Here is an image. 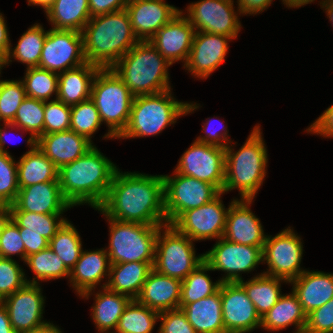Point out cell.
I'll use <instances>...</instances> for the list:
<instances>
[{"instance_id": "obj_34", "label": "cell", "mask_w": 333, "mask_h": 333, "mask_svg": "<svg viewBox=\"0 0 333 333\" xmlns=\"http://www.w3.org/2000/svg\"><path fill=\"white\" fill-rule=\"evenodd\" d=\"M104 292L96 294L95 305L92 307V317L99 331L116 330L119 318L132 301L126 295L119 294L104 287Z\"/></svg>"}, {"instance_id": "obj_54", "label": "cell", "mask_w": 333, "mask_h": 333, "mask_svg": "<svg viewBox=\"0 0 333 333\" xmlns=\"http://www.w3.org/2000/svg\"><path fill=\"white\" fill-rule=\"evenodd\" d=\"M25 245L26 258L49 246V241L34 232H19Z\"/></svg>"}, {"instance_id": "obj_61", "label": "cell", "mask_w": 333, "mask_h": 333, "mask_svg": "<svg viewBox=\"0 0 333 333\" xmlns=\"http://www.w3.org/2000/svg\"><path fill=\"white\" fill-rule=\"evenodd\" d=\"M314 0H283L284 4L288 7H300L308 4L309 2H313Z\"/></svg>"}, {"instance_id": "obj_63", "label": "cell", "mask_w": 333, "mask_h": 333, "mask_svg": "<svg viewBox=\"0 0 333 333\" xmlns=\"http://www.w3.org/2000/svg\"><path fill=\"white\" fill-rule=\"evenodd\" d=\"M323 8L326 7L327 15H329L330 21L333 23V0H325L322 3Z\"/></svg>"}, {"instance_id": "obj_37", "label": "cell", "mask_w": 333, "mask_h": 333, "mask_svg": "<svg viewBox=\"0 0 333 333\" xmlns=\"http://www.w3.org/2000/svg\"><path fill=\"white\" fill-rule=\"evenodd\" d=\"M211 267L203 261L181 283L180 309L186 304L199 301L214 294L220 287L221 281L212 283L210 277L205 274L211 271Z\"/></svg>"}, {"instance_id": "obj_45", "label": "cell", "mask_w": 333, "mask_h": 333, "mask_svg": "<svg viewBox=\"0 0 333 333\" xmlns=\"http://www.w3.org/2000/svg\"><path fill=\"white\" fill-rule=\"evenodd\" d=\"M26 97L22 80L0 81V120L4 123H12Z\"/></svg>"}, {"instance_id": "obj_65", "label": "cell", "mask_w": 333, "mask_h": 333, "mask_svg": "<svg viewBox=\"0 0 333 333\" xmlns=\"http://www.w3.org/2000/svg\"><path fill=\"white\" fill-rule=\"evenodd\" d=\"M6 65V59L0 57V69H2V67ZM1 73V72H0ZM1 81V80H0Z\"/></svg>"}, {"instance_id": "obj_21", "label": "cell", "mask_w": 333, "mask_h": 333, "mask_svg": "<svg viewBox=\"0 0 333 333\" xmlns=\"http://www.w3.org/2000/svg\"><path fill=\"white\" fill-rule=\"evenodd\" d=\"M229 36L196 31L193 37L191 51L184 64L194 76L207 78L224 62L228 50Z\"/></svg>"}, {"instance_id": "obj_22", "label": "cell", "mask_w": 333, "mask_h": 333, "mask_svg": "<svg viewBox=\"0 0 333 333\" xmlns=\"http://www.w3.org/2000/svg\"><path fill=\"white\" fill-rule=\"evenodd\" d=\"M72 205L63 197L59 182H42L19 188L9 211H29L38 214H62Z\"/></svg>"}, {"instance_id": "obj_32", "label": "cell", "mask_w": 333, "mask_h": 333, "mask_svg": "<svg viewBox=\"0 0 333 333\" xmlns=\"http://www.w3.org/2000/svg\"><path fill=\"white\" fill-rule=\"evenodd\" d=\"M45 12L56 30L82 32L91 19L88 0H54Z\"/></svg>"}, {"instance_id": "obj_28", "label": "cell", "mask_w": 333, "mask_h": 333, "mask_svg": "<svg viewBox=\"0 0 333 333\" xmlns=\"http://www.w3.org/2000/svg\"><path fill=\"white\" fill-rule=\"evenodd\" d=\"M99 69V66L87 62L79 67L58 73L56 99L73 106L91 98L92 82Z\"/></svg>"}, {"instance_id": "obj_36", "label": "cell", "mask_w": 333, "mask_h": 333, "mask_svg": "<svg viewBox=\"0 0 333 333\" xmlns=\"http://www.w3.org/2000/svg\"><path fill=\"white\" fill-rule=\"evenodd\" d=\"M44 108L45 102L35 98L26 97L18 108L12 123H4L5 128L17 126L18 129L30 131L31 137L27 143L33 151L38 147V138L44 134Z\"/></svg>"}, {"instance_id": "obj_43", "label": "cell", "mask_w": 333, "mask_h": 333, "mask_svg": "<svg viewBox=\"0 0 333 333\" xmlns=\"http://www.w3.org/2000/svg\"><path fill=\"white\" fill-rule=\"evenodd\" d=\"M25 262L36 274L37 280H50L70 276V270L49 246L38 253L28 256Z\"/></svg>"}, {"instance_id": "obj_18", "label": "cell", "mask_w": 333, "mask_h": 333, "mask_svg": "<svg viewBox=\"0 0 333 333\" xmlns=\"http://www.w3.org/2000/svg\"><path fill=\"white\" fill-rule=\"evenodd\" d=\"M225 333H245L261 325V317L238 282L220 285Z\"/></svg>"}, {"instance_id": "obj_14", "label": "cell", "mask_w": 333, "mask_h": 333, "mask_svg": "<svg viewBox=\"0 0 333 333\" xmlns=\"http://www.w3.org/2000/svg\"><path fill=\"white\" fill-rule=\"evenodd\" d=\"M263 247L242 245L221 237L212 250L204 255V261L213 271L222 270L227 273L221 282H238L242 278L240 272H249L261 261Z\"/></svg>"}, {"instance_id": "obj_39", "label": "cell", "mask_w": 333, "mask_h": 333, "mask_svg": "<svg viewBox=\"0 0 333 333\" xmlns=\"http://www.w3.org/2000/svg\"><path fill=\"white\" fill-rule=\"evenodd\" d=\"M160 312L132 300L119 318L116 333H151Z\"/></svg>"}, {"instance_id": "obj_29", "label": "cell", "mask_w": 333, "mask_h": 333, "mask_svg": "<svg viewBox=\"0 0 333 333\" xmlns=\"http://www.w3.org/2000/svg\"><path fill=\"white\" fill-rule=\"evenodd\" d=\"M181 309L196 333H225L220 287L214 294Z\"/></svg>"}, {"instance_id": "obj_56", "label": "cell", "mask_w": 333, "mask_h": 333, "mask_svg": "<svg viewBox=\"0 0 333 333\" xmlns=\"http://www.w3.org/2000/svg\"><path fill=\"white\" fill-rule=\"evenodd\" d=\"M272 0H238V11L241 14H256L265 10Z\"/></svg>"}, {"instance_id": "obj_26", "label": "cell", "mask_w": 333, "mask_h": 333, "mask_svg": "<svg viewBox=\"0 0 333 333\" xmlns=\"http://www.w3.org/2000/svg\"><path fill=\"white\" fill-rule=\"evenodd\" d=\"M110 266L106 250L82 251L80 258L70 271V282L80 296L88 299L90 292L95 289L102 278L105 275L109 276Z\"/></svg>"}, {"instance_id": "obj_47", "label": "cell", "mask_w": 333, "mask_h": 333, "mask_svg": "<svg viewBox=\"0 0 333 333\" xmlns=\"http://www.w3.org/2000/svg\"><path fill=\"white\" fill-rule=\"evenodd\" d=\"M24 275L16 261L0 257V301L29 283Z\"/></svg>"}, {"instance_id": "obj_15", "label": "cell", "mask_w": 333, "mask_h": 333, "mask_svg": "<svg viewBox=\"0 0 333 333\" xmlns=\"http://www.w3.org/2000/svg\"><path fill=\"white\" fill-rule=\"evenodd\" d=\"M220 192L214 199L198 208L183 212L171 225L192 241L223 237L228 209L221 202Z\"/></svg>"}, {"instance_id": "obj_33", "label": "cell", "mask_w": 333, "mask_h": 333, "mask_svg": "<svg viewBox=\"0 0 333 333\" xmlns=\"http://www.w3.org/2000/svg\"><path fill=\"white\" fill-rule=\"evenodd\" d=\"M18 186L24 188L42 182H58V168L37 147L17 162Z\"/></svg>"}, {"instance_id": "obj_55", "label": "cell", "mask_w": 333, "mask_h": 333, "mask_svg": "<svg viewBox=\"0 0 333 333\" xmlns=\"http://www.w3.org/2000/svg\"><path fill=\"white\" fill-rule=\"evenodd\" d=\"M206 127L204 126V132H206V138L205 137H198L196 139V141L198 142H203V143H206V144H210V145H215V146H219V147H222V148H226L228 146V137H226L227 135V131L225 132L224 130V133H220V132H217V131H214V130H211L209 129L208 131V125H210V121H207V123H205ZM206 128V129H205ZM214 131V132H213ZM222 134V135H221ZM221 141H225L224 143L221 142ZM227 141V143H226Z\"/></svg>"}, {"instance_id": "obj_16", "label": "cell", "mask_w": 333, "mask_h": 333, "mask_svg": "<svg viewBox=\"0 0 333 333\" xmlns=\"http://www.w3.org/2000/svg\"><path fill=\"white\" fill-rule=\"evenodd\" d=\"M35 279L1 300L17 333L32 332L50 324L41 321L44 299Z\"/></svg>"}, {"instance_id": "obj_20", "label": "cell", "mask_w": 333, "mask_h": 333, "mask_svg": "<svg viewBox=\"0 0 333 333\" xmlns=\"http://www.w3.org/2000/svg\"><path fill=\"white\" fill-rule=\"evenodd\" d=\"M131 28L139 41L150 38L174 18L180 11L164 0H128Z\"/></svg>"}, {"instance_id": "obj_59", "label": "cell", "mask_w": 333, "mask_h": 333, "mask_svg": "<svg viewBox=\"0 0 333 333\" xmlns=\"http://www.w3.org/2000/svg\"><path fill=\"white\" fill-rule=\"evenodd\" d=\"M11 219L10 211L8 206L0 205V236L6 225V223Z\"/></svg>"}, {"instance_id": "obj_50", "label": "cell", "mask_w": 333, "mask_h": 333, "mask_svg": "<svg viewBox=\"0 0 333 333\" xmlns=\"http://www.w3.org/2000/svg\"><path fill=\"white\" fill-rule=\"evenodd\" d=\"M303 333H333V298L307 315Z\"/></svg>"}, {"instance_id": "obj_58", "label": "cell", "mask_w": 333, "mask_h": 333, "mask_svg": "<svg viewBox=\"0 0 333 333\" xmlns=\"http://www.w3.org/2000/svg\"><path fill=\"white\" fill-rule=\"evenodd\" d=\"M0 333H17L11 323L4 304L0 301Z\"/></svg>"}, {"instance_id": "obj_38", "label": "cell", "mask_w": 333, "mask_h": 333, "mask_svg": "<svg viewBox=\"0 0 333 333\" xmlns=\"http://www.w3.org/2000/svg\"><path fill=\"white\" fill-rule=\"evenodd\" d=\"M11 219L19 232H34L50 241L67 221L60 214H38L29 211H10Z\"/></svg>"}, {"instance_id": "obj_24", "label": "cell", "mask_w": 333, "mask_h": 333, "mask_svg": "<svg viewBox=\"0 0 333 333\" xmlns=\"http://www.w3.org/2000/svg\"><path fill=\"white\" fill-rule=\"evenodd\" d=\"M93 147L91 141L73 130L43 134L38 148L59 169L83 156Z\"/></svg>"}, {"instance_id": "obj_51", "label": "cell", "mask_w": 333, "mask_h": 333, "mask_svg": "<svg viewBox=\"0 0 333 333\" xmlns=\"http://www.w3.org/2000/svg\"><path fill=\"white\" fill-rule=\"evenodd\" d=\"M159 319L162 321L159 333H196L180 308L160 312Z\"/></svg>"}, {"instance_id": "obj_53", "label": "cell", "mask_w": 333, "mask_h": 333, "mask_svg": "<svg viewBox=\"0 0 333 333\" xmlns=\"http://www.w3.org/2000/svg\"><path fill=\"white\" fill-rule=\"evenodd\" d=\"M312 133H319L325 137H333V105L307 129Z\"/></svg>"}, {"instance_id": "obj_9", "label": "cell", "mask_w": 333, "mask_h": 333, "mask_svg": "<svg viewBox=\"0 0 333 333\" xmlns=\"http://www.w3.org/2000/svg\"><path fill=\"white\" fill-rule=\"evenodd\" d=\"M156 238L153 269L160 274L183 281L204 261V255L195 257L192 240L179 233L172 225H165ZM163 237V238H162Z\"/></svg>"}, {"instance_id": "obj_3", "label": "cell", "mask_w": 333, "mask_h": 333, "mask_svg": "<svg viewBox=\"0 0 333 333\" xmlns=\"http://www.w3.org/2000/svg\"><path fill=\"white\" fill-rule=\"evenodd\" d=\"M82 35L86 61L100 68H111L139 42L126 9L91 17Z\"/></svg>"}, {"instance_id": "obj_11", "label": "cell", "mask_w": 333, "mask_h": 333, "mask_svg": "<svg viewBox=\"0 0 333 333\" xmlns=\"http://www.w3.org/2000/svg\"><path fill=\"white\" fill-rule=\"evenodd\" d=\"M225 163V148L195 140L180 158L175 172L210 183L222 192Z\"/></svg>"}, {"instance_id": "obj_44", "label": "cell", "mask_w": 333, "mask_h": 333, "mask_svg": "<svg viewBox=\"0 0 333 333\" xmlns=\"http://www.w3.org/2000/svg\"><path fill=\"white\" fill-rule=\"evenodd\" d=\"M100 125L99 112L91 98L71 106L70 130L91 141V135Z\"/></svg>"}, {"instance_id": "obj_46", "label": "cell", "mask_w": 333, "mask_h": 333, "mask_svg": "<svg viewBox=\"0 0 333 333\" xmlns=\"http://www.w3.org/2000/svg\"><path fill=\"white\" fill-rule=\"evenodd\" d=\"M18 191L17 163L10 154L0 152V205H12Z\"/></svg>"}, {"instance_id": "obj_48", "label": "cell", "mask_w": 333, "mask_h": 333, "mask_svg": "<svg viewBox=\"0 0 333 333\" xmlns=\"http://www.w3.org/2000/svg\"><path fill=\"white\" fill-rule=\"evenodd\" d=\"M71 106L58 99L45 102L44 134L70 130Z\"/></svg>"}, {"instance_id": "obj_41", "label": "cell", "mask_w": 333, "mask_h": 333, "mask_svg": "<svg viewBox=\"0 0 333 333\" xmlns=\"http://www.w3.org/2000/svg\"><path fill=\"white\" fill-rule=\"evenodd\" d=\"M47 32L39 24L33 25L19 39L18 44L12 51L15 60L27 64V68L39 67V60L46 39Z\"/></svg>"}, {"instance_id": "obj_40", "label": "cell", "mask_w": 333, "mask_h": 333, "mask_svg": "<svg viewBox=\"0 0 333 333\" xmlns=\"http://www.w3.org/2000/svg\"><path fill=\"white\" fill-rule=\"evenodd\" d=\"M82 243L74 226L66 221L49 241V247L71 271L82 253Z\"/></svg>"}, {"instance_id": "obj_49", "label": "cell", "mask_w": 333, "mask_h": 333, "mask_svg": "<svg viewBox=\"0 0 333 333\" xmlns=\"http://www.w3.org/2000/svg\"><path fill=\"white\" fill-rule=\"evenodd\" d=\"M20 254L26 261L25 245L19 233V227L10 219L0 236V257L11 258V255Z\"/></svg>"}, {"instance_id": "obj_8", "label": "cell", "mask_w": 333, "mask_h": 333, "mask_svg": "<svg viewBox=\"0 0 333 333\" xmlns=\"http://www.w3.org/2000/svg\"><path fill=\"white\" fill-rule=\"evenodd\" d=\"M110 243L106 252L111 265L125 262L154 263L156 238L166 225H146L107 218Z\"/></svg>"}, {"instance_id": "obj_17", "label": "cell", "mask_w": 333, "mask_h": 333, "mask_svg": "<svg viewBox=\"0 0 333 333\" xmlns=\"http://www.w3.org/2000/svg\"><path fill=\"white\" fill-rule=\"evenodd\" d=\"M188 21L200 32L237 37L240 22L233 8L232 0H201L188 8Z\"/></svg>"}, {"instance_id": "obj_6", "label": "cell", "mask_w": 333, "mask_h": 333, "mask_svg": "<svg viewBox=\"0 0 333 333\" xmlns=\"http://www.w3.org/2000/svg\"><path fill=\"white\" fill-rule=\"evenodd\" d=\"M170 91L134 96L128 125L118 138L158 134L167 125L175 123L177 117L198 108L196 104L175 101Z\"/></svg>"}, {"instance_id": "obj_1", "label": "cell", "mask_w": 333, "mask_h": 333, "mask_svg": "<svg viewBox=\"0 0 333 333\" xmlns=\"http://www.w3.org/2000/svg\"><path fill=\"white\" fill-rule=\"evenodd\" d=\"M107 218L146 225H167L162 175L116 171L106 198L97 208ZM164 221V222H162Z\"/></svg>"}, {"instance_id": "obj_2", "label": "cell", "mask_w": 333, "mask_h": 333, "mask_svg": "<svg viewBox=\"0 0 333 333\" xmlns=\"http://www.w3.org/2000/svg\"><path fill=\"white\" fill-rule=\"evenodd\" d=\"M118 169L96 148L58 169L63 197L72 205L88 203L98 208L106 198Z\"/></svg>"}, {"instance_id": "obj_10", "label": "cell", "mask_w": 333, "mask_h": 333, "mask_svg": "<svg viewBox=\"0 0 333 333\" xmlns=\"http://www.w3.org/2000/svg\"><path fill=\"white\" fill-rule=\"evenodd\" d=\"M175 173L174 178L162 175L164 181V210L169 225L183 212L205 205L220 193L210 183Z\"/></svg>"}, {"instance_id": "obj_19", "label": "cell", "mask_w": 333, "mask_h": 333, "mask_svg": "<svg viewBox=\"0 0 333 333\" xmlns=\"http://www.w3.org/2000/svg\"><path fill=\"white\" fill-rule=\"evenodd\" d=\"M182 13L180 11L149 40L170 65L179 60L187 62L195 34L194 27Z\"/></svg>"}, {"instance_id": "obj_30", "label": "cell", "mask_w": 333, "mask_h": 333, "mask_svg": "<svg viewBox=\"0 0 333 333\" xmlns=\"http://www.w3.org/2000/svg\"><path fill=\"white\" fill-rule=\"evenodd\" d=\"M153 265L154 263L146 262L112 264L110 266V280H108L107 284H103L102 287H107L113 292L126 295L132 300H136L141 293L143 284L150 271L153 269Z\"/></svg>"}, {"instance_id": "obj_23", "label": "cell", "mask_w": 333, "mask_h": 333, "mask_svg": "<svg viewBox=\"0 0 333 333\" xmlns=\"http://www.w3.org/2000/svg\"><path fill=\"white\" fill-rule=\"evenodd\" d=\"M252 200H233L228 208L223 238L230 242L263 247L266 235L259 219L248 208Z\"/></svg>"}, {"instance_id": "obj_42", "label": "cell", "mask_w": 333, "mask_h": 333, "mask_svg": "<svg viewBox=\"0 0 333 333\" xmlns=\"http://www.w3.org/2000/svg\"><path fill=\"white\" fill-rule=\"evenodd\" d=\"M26 75L22 81L26 95L40 101H48L52 93L58 88V73L39 67L26 68Z\"/></svg>"}, {"instance_id": "obj_7", "label": "cell", "mask_w": 333, "mask_h": 333, "mask_svg": "<svg viewBox=\"0 0 333 333\" xmlns=\"http://www.w3.org/2000/svg\"><path fill=\"white\" fill-rule=\"evenodd\" d=\"M91 99L106 122L107 138H118L126 129L134 95L112 68H100L92 82Z\"/></svg>"}, {"instance_id": "obj_12", "label": "cell", "mask_w": 333, "mask_h": 333, "mask_svg": "<svg viewBox=\"0 0 333 333\" xmlns=\"http://www.w3.org/2000/svg\"><path fill=\"white\" fill-rule=\"evenodd\" d=\"M85 63L82 32L53 28L47 31L39 68L61 73Z\"/></svg>"}, {"instance_id": "obj_35", "label": "cell", "mask_w": 333, "mask_h": 333, "mask_svg": "<svg viewBox=\"0 0 333 333\" xmlns=\"http://www.w3.org/2000/svg\"><path fill=\"white\" fill-rule=\"evenodd\" d=\"M283 279L261 273L248 282L241 279L238 283L244 288L253 302L260 317L264 316L281 296L280 281Z\"/></svg>"}, {"instance_id": "obj_52", "label": "cell", "mask_w": 333, "mask_h": 333, "mask_svg": "<svg viewBox=\"0 0 333 333\" xmlns=\"http://www.w3.org/2000/svg\"><path fill=\"white\" fill-rule=\"evenodd\" d=\"M90 16L112 13L126 8L128 0H88Z\"/></svg>"}, {"instance_id": "obj_62", "label": "cell", "mask_w": 333, "mask_h": 333, "mask_svg": "<svg viewBox=\"0 0 333 333\" xmlns=\"http://www.w3.org/2000/svg\"><path fill=\"white\" fill-rule=\"evenodd\" d=\"M29 4L32 5H39L42 6V8L44 10L47 11V9L52 5V3L54 2V0H28Z\"/></svg>"}, {"instance_id": "obj_4", "label": "cell", "mask_w": 333, "mask_h": 333, "mask_svg": "<svg viewBox=\"0 0 333 333\" xmlns=\"http://www.w3.org/2000/svg\"><path fill=\"white\" fill-rule=\"evenodd\" d=\"M170 63L149 40L139 41L111 68L134 96L154 95L169 87Z\"/></svg>"}, {"instance_id": "obj_60", "label": "cell", "mask_w": 333, "mask_h": 333, "mask_svg": "<svg viewBox=\"0 0 333 333\" xmlns=\"http://www.w3.org/2000/svg\"><path fill=\"white\" fill-rule=\"evenodd\" d=\"M28 333H62V332L60 331V329L57 328V326L55 327L54 325H52L50 323L41 329H38V330H35L32 332H28Z\"/></svg>"}, {"instance_id": "obj_13", "label": "cell", "mask_w": 333, "mask_h": 333, "mask_svg": "<svg viewBox=\"0 0 333 333\" xmlns=\"http://www.w3.org/2000/svg\"><path fill=\"white\" fill-rule=\"evenodd\" d=\"M300 237L293 230L285 229L275 237H266L262 253L269 270L264 274L291 282L305 270L300 269L303 254Z\"/></svg>"}, {"instance_id": "obj_25", "label": "cell", "mask_w": 333, "mask_h": 333, "mask_svg": "<svg viewBox=\"0 0 333 333\" xmlns=\"http://www.w3.org/2000/svg\"><path fill=\"white\" fill-rule=\"evenodd\" d=\"M181 283L176 278L152 269L136 299L140 304L158 312L180 308Z\"/></svg>"}, {"instance_id": "obj_31", "label": "cell", "mask_w": 333, "mask_h": 333, "mask_svg": "<svg viewBox=\"0 0 333 333\" xmlns=\"http://www.w3.org/2000/svg\"><path fill=\"white\" fill-rule=\"evenodd\" d=\"M307 322V314L304 312L297 296L281 295L277 303L261 317L263 328L278 331L288 327L291 324L296 325V333H303Z\"/></svg>"}, {"instance_id": "obj_64", "label": "cell", "mask_w": 333, "mask_h": 333, "mask_svg": "<svg viewBox=\"0 0 333 333\" xmlns=\"http://www.w3.org/2000/svg\"><path fill=\"white\" fill-rule=\"evenodd\" d=\"M5 130H2V128L0 127V152L9 154V152H7V150H4V143H5Z\"/></svg>"}, {"instance_id": "obj_27", "label": "cell", "mask_w": 333, "mask_h": 333, "mask_svg": "<svg viewBox=\"0 0 333 333\" xmlns=\"http://www.w3.org/2000/svg\"><path fill=\"white\" fill-rule=\"evenodd\" d=\"M293 292L308 315L333 298V274L304 271L292 280Z\"/></svg>"}, {"instance_id": "obj_5", "label": "cell", "mask_w": 333, "mask_h": 333, "mask_svg": "<svg viewBox=\"0 0 333 333\" xmlns=\"http://www.w3.org/2000/svg\"><path fill=\"white\" fill-rule=\"evenodd\" d=\"M260 127H254L246 143L233 153L225 148V182L222 193L238 188L242 200H252L260 188L266 173L267 150Z\"/></svg>"}, {"instance_id": "obj_57", "label": "cell", "mask_w": 333, "mask_h": 333, "mask_svg": "<svg viewBox=\"0 0 333 333\" xmlns=\"http://www.w3.org/2000/svg\"><path fill=\"white\" fill-rule=\"evenodd\" d=\"M8 36L9 35L5 20L2 14L0 13V57L6 59V64H8L9 61L12 62V60H10L12 50L10 47V42H9L10 40Z\"/></svg>"}]
</instances>
